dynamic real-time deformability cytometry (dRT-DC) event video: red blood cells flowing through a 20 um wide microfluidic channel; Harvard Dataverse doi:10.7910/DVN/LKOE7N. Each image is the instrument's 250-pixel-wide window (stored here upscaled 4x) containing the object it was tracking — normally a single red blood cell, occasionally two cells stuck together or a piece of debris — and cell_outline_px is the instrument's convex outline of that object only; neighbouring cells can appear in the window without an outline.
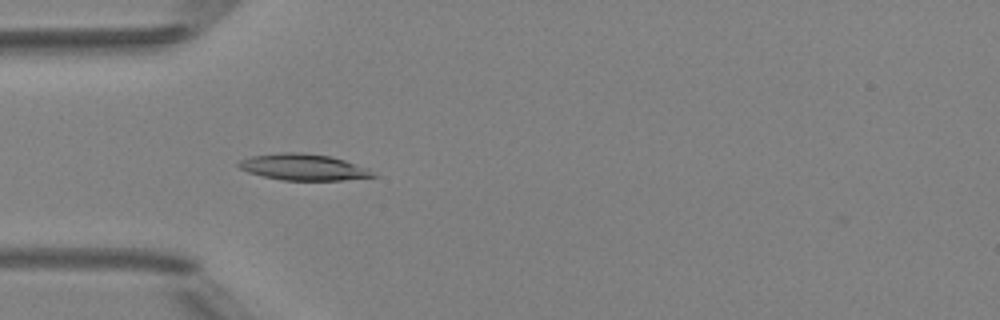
{"species": "Egyptian fruit bat (a non-hibernating species)", "species_latin": "Rousettus aegyptiacus", "temperature_condition": "room temperature", "stored_images_in_passage": 4, "camera_frame_rate_fps": 3000, "um_per_image_px": 0.085, "animal": {"sex": "female"}, "frame": {"image": 1, "passage_image": 4, "time_ms": 3.333, "image_size_px": [1000, 320], "cell_outline_px": [[380, 176], [340, 180], [280, 180], [248, 172], [240, 168], [236, 164], [240, 160], [252, 156], [280, 152], [300, 152], [328, 156], [344, 160], [368, 168]], "centroid_in_image_um": [25.79, 14.21], "position_along_channel_um": 59.2, "area_um2": 20.52}}